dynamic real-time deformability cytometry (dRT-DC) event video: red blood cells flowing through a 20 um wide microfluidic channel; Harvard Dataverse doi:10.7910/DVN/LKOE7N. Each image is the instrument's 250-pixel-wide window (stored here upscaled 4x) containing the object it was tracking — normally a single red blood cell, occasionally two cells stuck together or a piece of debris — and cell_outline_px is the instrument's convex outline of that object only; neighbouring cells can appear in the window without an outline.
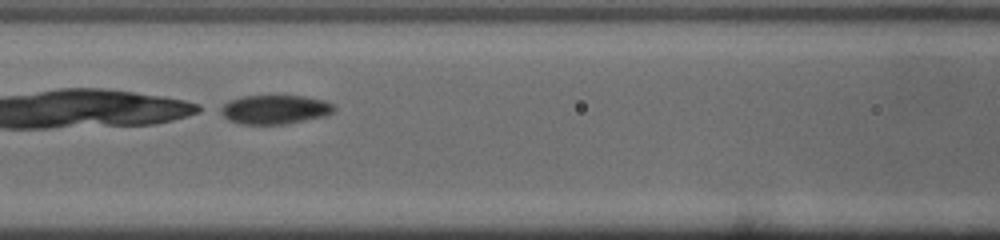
{"species": "common noctule bat (a hibernating species)", "species_latin": "Nyctalus noctula", "temperature_condition": "cold", "stored_images_in_passage": 42, "camera_frame_rate_fps": 3000, "um_per_image_px": 0.085, "animal": {"sex": "male", "body_mass_g": 19.0, "forearm_length_mm": 50.8}, "frame": {"image": 1, "passage_image": 14, "time_ms": 4.333, "image_size_px": [1000, 240], "cell_outline_px": [[336, 108], [332, 112], [324, 116], [284, 124], [244, 124], [232, 120], [216, 112], [228, 100], [244, 96], [304, 96], [324, 100], [332, 104]], "centroid_in_image_um": [23.34, 9.3], "position_along_channel_um": 143.3, "area_um2": 19.02}}
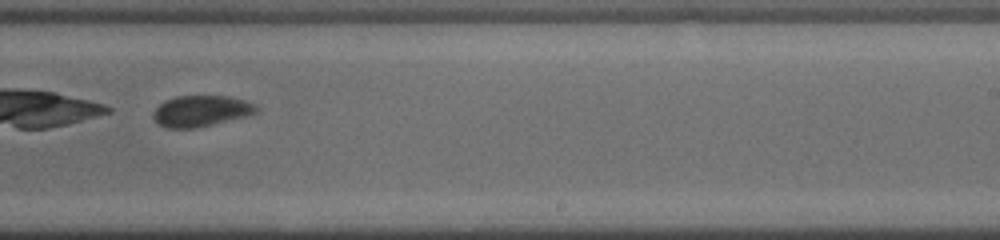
{"frame": {"image": 2, "passage_image": 24, "time_ms": 7.667, "image_size_px": [1000, 240], "cell_outline_px": [[256, 112], [244, 116], [212, 124], [192, 128], [168, 128], [160, 124], [152, 116], [152, 112], [164, 100], [176, 96], [228, 96], [244, 100], [256, 104]], "centroid_in_image_um": [17.04, 9.42], "position_along_channel_um": 272.0, "area_um2": 18.32}}
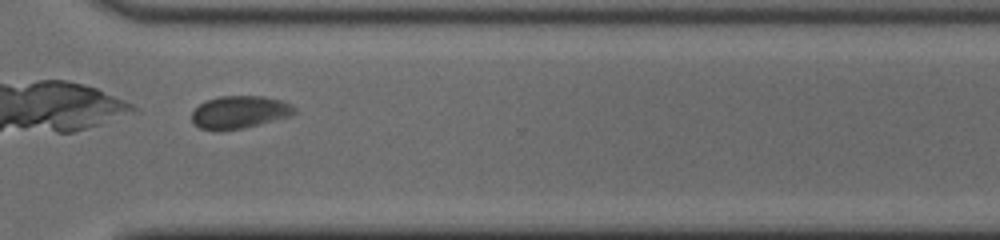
{"frame": {"image": 3, "passage_image": 30, "time_ms": 9.667, "image_size_px": [1000, 240], "cell_outline_px": [[296, 112], [288, 116], [244, 128], [216, 132], [200, 128], [192, 124], [192, 112], [200, 104], [208, 100], [220, 96], [264, 96], [280, 100], [296, 108]], "centroid_in_image_um": [20.3, 9.55], "position_along_channel_um": 350.3, "area_um2": 19.48}, "authors_computed_cell_mechanics": {"area_um2": 20.3167, "velocity_mm_per_s": 3.8611, "shape_relaxation_time_tau1_ms": 1.8704, "shape_relaxation_time_tau2_ms": 0.2682, "deformation_change_tau1": 0.3034, "deformation_change_tau2": 0.0234}}